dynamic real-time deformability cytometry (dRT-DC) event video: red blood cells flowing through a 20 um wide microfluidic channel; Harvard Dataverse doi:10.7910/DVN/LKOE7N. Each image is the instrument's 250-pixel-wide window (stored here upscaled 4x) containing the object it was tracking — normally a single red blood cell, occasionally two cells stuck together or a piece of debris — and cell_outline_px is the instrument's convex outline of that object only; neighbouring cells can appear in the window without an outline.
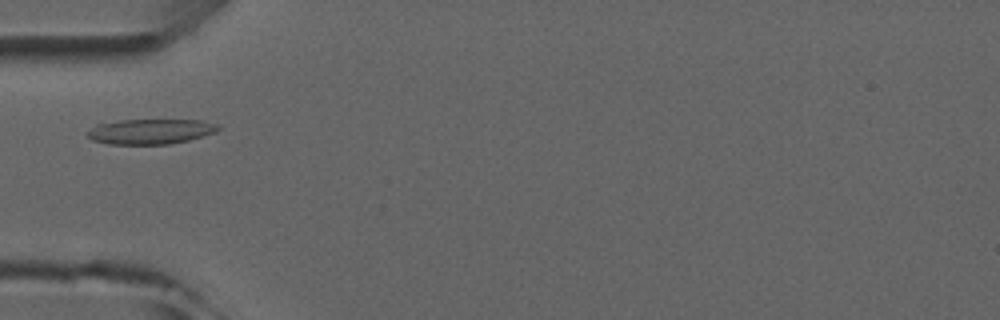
{"species": "common noctule bat (a hibernating species)", "species_latin": "Nyctalus noctula", "temperature_condition": "room temperature", "stored_images_in_passage": 5, "camera_frame_rate_fps": 3000, "um_per_image_px": 0.085, "animal": {"sex": "male", "forearm_length_mm": 52.5}, "frame": {"image": 1, "passage_image": 4, "time_ms": 3.333, "image_size_px": [1000, 320], "cell_outline_px": [[220, 128], [216, 132], [188, 140], [168, 144], [108, 144], [92, 140], [88, 136], [88, 132], [96, 124], [120, 120], [204, 120], [216, 124]], "centroid_in_image_um": [12.8, 11.17], "position_along_channel_um": 72.2, "area_um2": 19.02}}
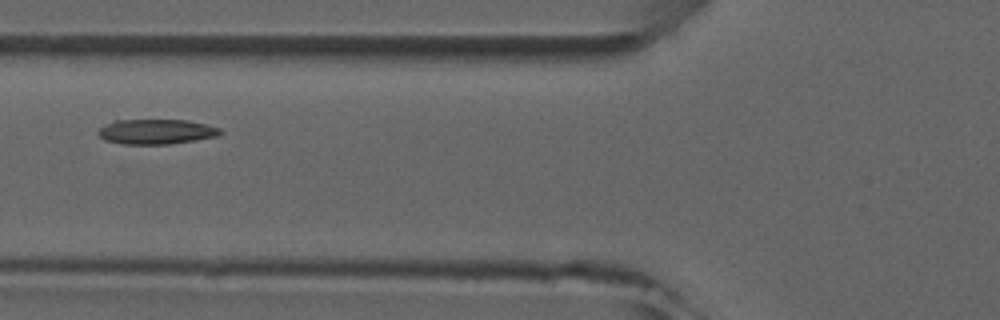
{"frame": {"image": 2, "passage_image": 5, "time_ms": 4.333, "image_size_px": [1000, 320], "cell_outline_px": [[224, 132], [216, 136], [196, 140], [168, 144], [120, 144], [104, 140], [96, 132], [100, 128], [116, 120], [188, 120], [220, 128]], "centroid_in_image_um": [13.28, 11.2], "position_along_channel_um": 112.5, "area_um2": 17.69}}